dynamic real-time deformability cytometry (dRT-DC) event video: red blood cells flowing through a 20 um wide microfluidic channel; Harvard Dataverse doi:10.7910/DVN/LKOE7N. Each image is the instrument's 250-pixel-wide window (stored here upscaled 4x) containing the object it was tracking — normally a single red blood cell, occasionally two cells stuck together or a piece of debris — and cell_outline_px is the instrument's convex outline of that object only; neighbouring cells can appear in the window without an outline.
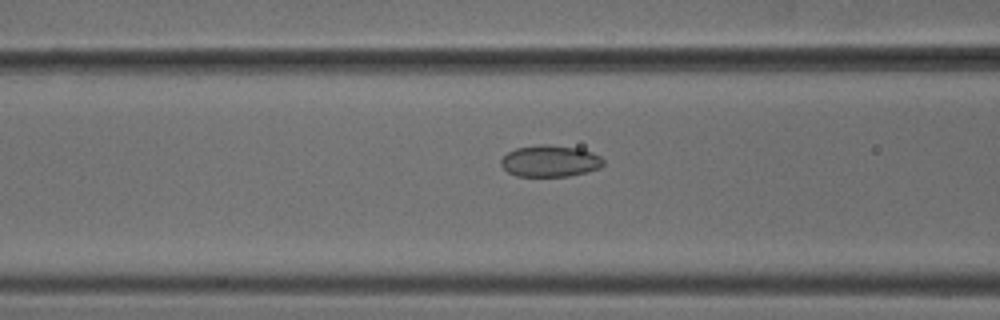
{"species": "common noctule bat (a hibernating species)", "species_latin": "Nyctalus noctula", "temperature_condition": "cold", "stored_images_in_passage": 52, "camera_frame_rate_fps": 3000, "um_per_image_px": 0.085, "animal": {"sex": "male", "body_mass_g": 18.8}, "frame": {"image": 1, "passage_image": 21, "time_ms": 6.667, "image_size_px": [1000, 320], "cell_outline_px": [[604, 164], [600, 168], [588, 172], [568, 176], [516, 176], [508, 172], [500, 164], [500, 160], [508, 152], [516, 148], [540, 144], [548, 144], [580, 148], [592, 152], [600, 156], [604, 160]], "centroid_in_image_um": [46.77, 13.68], "position_along_channel_um": 119.8, "area_um2": 19.02}}
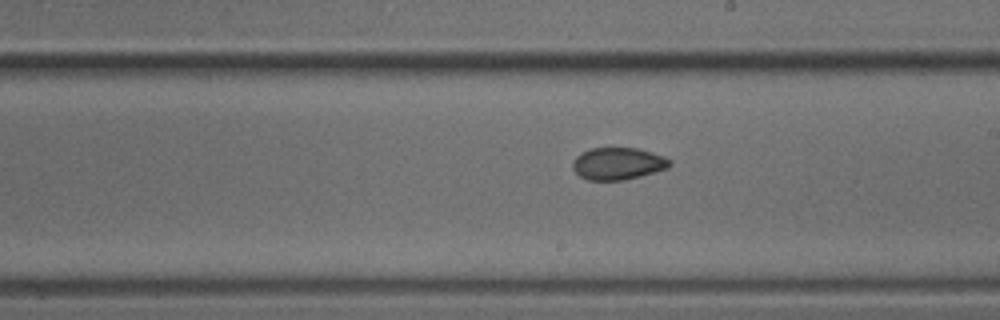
{"frame": {"image": 2, "passage_image": 30, "time_ms": 9.667, "image_size_px": [1000, 320], "cell_outline_px": [[672, 164], [668, 168], [640, 176], [624, 180], [588, 180], [580, 176], [572, 168], [572, 164], [576, 156], [580, 152], [592, 148], [636, 148], [652, 152], [664, 156], [672, 160]], "centroid_in_image_um": [52.53, 13.9], "position_along_channel_um": 236.5, "area_um2": 18.26}}
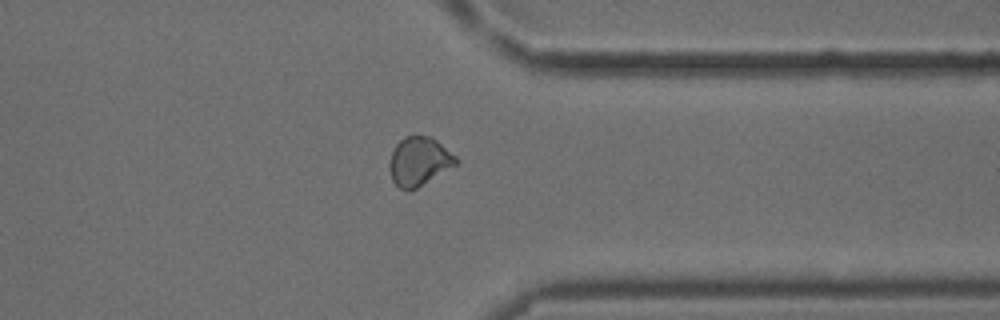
{"frame": {"image": 3, "passage_image": 41, "time_ms": 13.333, "image_size_px": [1000, 320], "cell_outline_px": [[456, 164], [416, 188], [408, 192], [400, 188], [392, 180], [388, 168], [388, 164], [392, 152], [396, 144], [404, 136], [432, 136], [456, 156]], "centroid_in_image_um": [35.58, 13.71], "position_along_channel_um": 375.8, "area_um2": 18.73}, "authors_computed_cell_mechanics": {"area_um2": 19.0162, "velocity_mm_per_s": 3.8905, "shape_relaxation_time_tau1_ms": null, "shape_relaxation_time_tau2_ms": 2.2716, "deformation_change_tau1": null, "deformation_change_tau2": 0.0591}}